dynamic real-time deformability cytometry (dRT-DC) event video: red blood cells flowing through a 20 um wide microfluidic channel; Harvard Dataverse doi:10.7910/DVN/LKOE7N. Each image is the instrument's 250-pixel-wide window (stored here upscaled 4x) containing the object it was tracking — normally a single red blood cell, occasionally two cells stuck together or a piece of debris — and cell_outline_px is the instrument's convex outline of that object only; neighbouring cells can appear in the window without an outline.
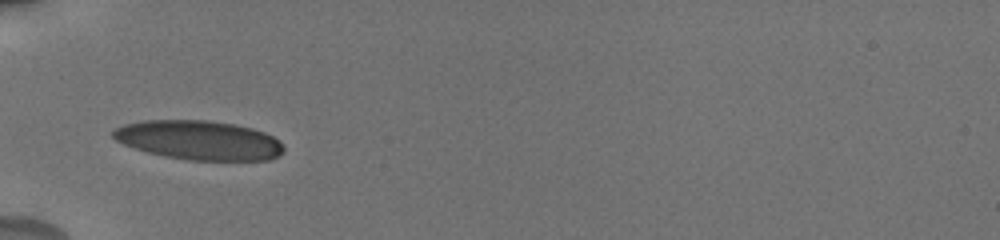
{"species": "human", "species_latin": "Homo sapiens", "temperature_condition": "cold", "stored_images_in_passage": 8, "camera_frame_rate_fps": 3000, "um_per_image_px": 0.085, "donor": {"sex": "male"}, "frame": {"image": 1, "passage_image": 1, "time_ms": 0.0, "image_size_px": [1000, 240], "cell_outline_px": [[284, 152], [280, 156], [268, 160], [188, 160], [164, 156], [148, 152], [124, 144], [116, 140], [112, 136], [112, 132], [116, 128], [124, 124], [144, 120], [208, 120], [236, 124], [252, 128], [264, 132], [280, 140], [284, 148]], "centroid_in_image_um": [16.95, 11.91], "position_along_channel_um": 68.1, "area_um2": 39.13}}